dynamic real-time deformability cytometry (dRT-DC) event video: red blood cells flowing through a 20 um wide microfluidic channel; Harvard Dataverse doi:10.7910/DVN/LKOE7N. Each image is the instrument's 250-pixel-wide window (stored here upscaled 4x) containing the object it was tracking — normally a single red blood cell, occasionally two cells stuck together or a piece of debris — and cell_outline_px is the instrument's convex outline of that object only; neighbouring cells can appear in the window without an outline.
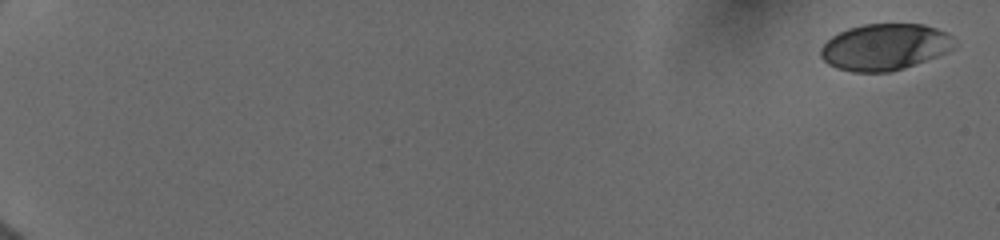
{"species": "human", "species_latin": "Homo sapiens", "temperature_condition": "cold", "stored_images_in_passage": 11, "camera_frame_rate_fps": 3000, "um_per_image_px": 0.085, "donor": {"sex": "female"}, "frame": {"image": 1, "passage_image": 1, "time_ms": 0.0, "image_size_px": [1000, 240], "cell_outline_px": [[956, 48], [936, 56], [904, 68], [888, 72], [852, 72], [836, 68], [828, 64], [820, 56], [820, 48], [832, 36], [848, 28], [864, 24], [924, 24], [936, 28], [952, 36]], "centroid_in_image_um": [75.19, 3.99], "position_along_channel_um": 9.8, "area_um2": 36.13}}
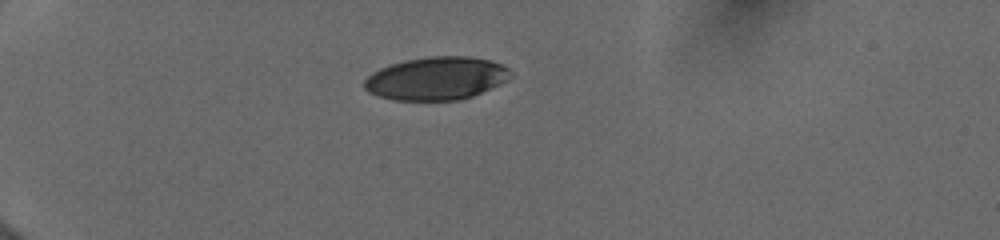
{"frame": {"image": 2, "passage_image": 7, "time_ms": 5.333, "image_size_px": [1000, 240], "cell_outline_px": [[512, 76], [508, 80], [500, 84], [472, 96], [460, 100], [392, 100], [376, 96], [368, 92], [364, 88], [364, 80], [372, 72], [380, 68], [404, 60], [428, 56], [468, 56], [492, 60], [508, 68], [512, 72]], "centroid_in_image_um": [37.09, 6.66], "position_along_channel_um": 47.9, "area_um2": 36.93}}
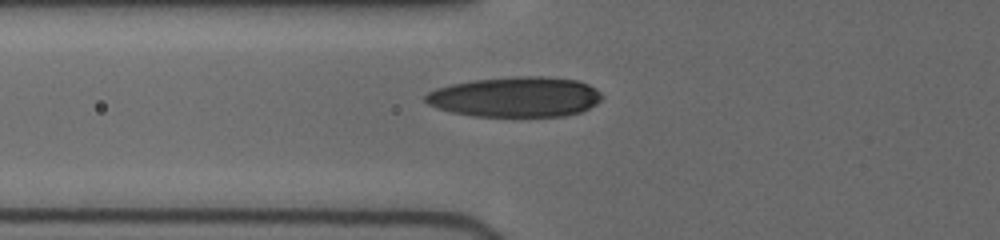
{"frame": {"image": 3, "passage_image": 11, "time_ms": 7.333, "image_size_px": [1000, 240], "cell_outline_px": [[604, 96], [596, 104], [580, 112], [564, 116], [472, 116], [452, 112], [436, 108], [428, 104], [424, 100], [424, 96], [428, 92], [436, 88], [452, 84], [476, 80], [512, 76], [544, 76], [580, 80], [596, 88]], "centroid_in_image_um": [43.83, 8.23], "position_along_channel_um": 82.0, "area_um2": 41.56}}